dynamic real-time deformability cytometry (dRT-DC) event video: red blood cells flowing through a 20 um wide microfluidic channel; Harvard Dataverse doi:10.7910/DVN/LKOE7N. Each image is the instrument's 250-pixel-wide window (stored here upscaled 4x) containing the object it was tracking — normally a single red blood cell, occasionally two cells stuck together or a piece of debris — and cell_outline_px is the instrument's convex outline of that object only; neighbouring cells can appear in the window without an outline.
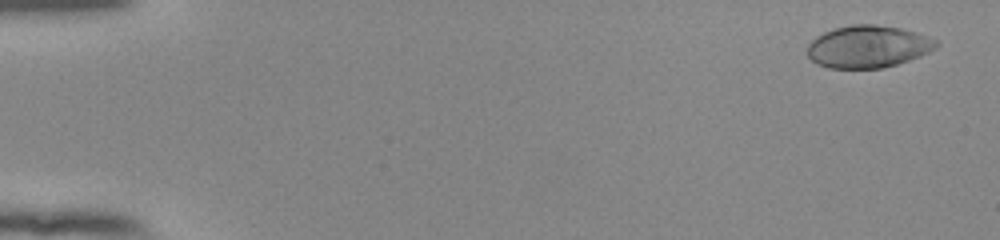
{"species": "human", "species_latin": "Homo sapiens", "temperature_condition": "room temperature", "stored_images_in_passage": 54, "camera_frame_rate_fps": 3000, "um_per_image_px": 0.085, "donor": {"sex": "female"}, "frame": {"image": 1, "passage_image": 3, "time_ms": 0.667, "image_size_px": [1000, 240], "cell_outline_px": [[940, 44], [936, 48], [920, 56], [896, 64], [880, 68], [828, 68], [816, 64], [808, 56], [808, 44], [816, 36], [824, 32], [836, 28], [852, 24], [876, 24], [900, 28], [916, 32], [928, 36], [936, 40]], "centroid_in_image_um": [73.78, 3.96], "position_along_channel_um": 11.2, "area_um2": 31.73}}
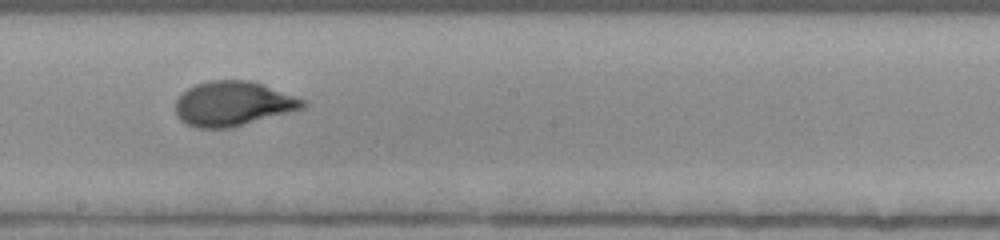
{"frame": {"image": 2, "passage_image": 32, "time_ms": 10.333, "image_size_px": [1000, 240], "cell_outline_px": [[308, 104], [304, 108], [228, 128], [196, 128], [180, 120], [176, 112], [176, 100], [188, 88], [196, 84], [208, 80], [252, 80], [304, 100]], "centroid_in_image_um": [19.78, 8.8], "position_along_channel_um": 228.4, "area_um2": 32.71}}
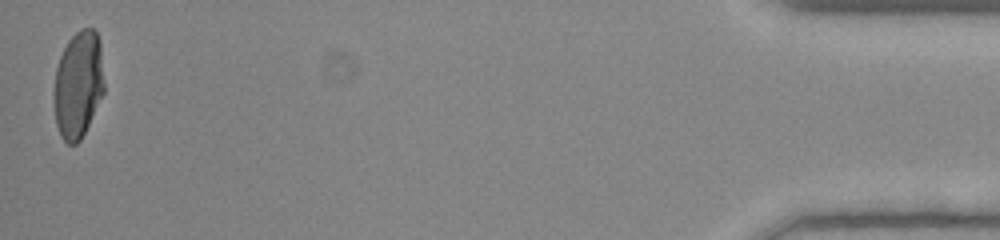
{"frame": {"image": 3, "passage_image": 54, "time_ms": 17.667, "image_size_px": [1000, 240], "cell_outline_px": [[104, 92], [80, 140], [76, 144], [68, 144], [60, 136], [56, 124], [52, 92], [56, 68], [60, 56], [68, 40], [80, 28], [92, 28], [96, 32], [100, 40], [104, 80]], "centroid_in_image_um": [6.63, 7.17], "position_along_channel_um": 428.6, "area_um2": 31.62}, "authors_computed_cell_mechanics": {"area_um2": 31.8767, "velocity_mm_per_s": 3.8771, "shape_relaxation_time_tau1_ms": 4.3181, "shape_relaxation_time_tau2_ms": null, "deformation_change_tau1": 0.2031, "deformation_change_tau2": null}}